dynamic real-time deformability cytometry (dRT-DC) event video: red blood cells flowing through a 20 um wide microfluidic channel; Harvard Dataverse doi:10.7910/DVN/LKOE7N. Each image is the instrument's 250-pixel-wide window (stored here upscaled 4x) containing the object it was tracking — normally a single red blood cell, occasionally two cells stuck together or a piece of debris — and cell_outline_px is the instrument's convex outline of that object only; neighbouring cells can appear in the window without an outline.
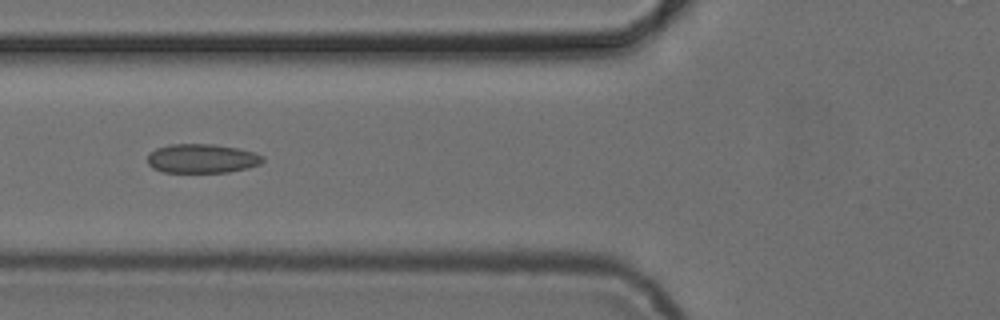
{"species": "common noctule bat (a hibernating species)", "species_latin": "Nyctalus noctula", "temperature_condition": "cold", "stored_images_in_passage": 7, "camera_frame_rate_fps": 3000, "um_per_image_px": 0.085, "animal": {"sex": "female", "body_mass_g": 24.6, "forearm_length_mm": 56.2}, "frame": {"image": 1, "passage_image": 5, "time_ms": 4.667, "image_size_px": [1000, 320], "cell_outline_px": [[264, 160], [260, 164], [248, 168], [228, 172], [164, 172], [152, 168], [148, 164], [148, 156], [156, 148], [168, 144], [212, 144], [236, 148], [256, 152], [264, 156]], "centroid_in_image_um": [17.19, 13.47], "position_along_channel_um": 108.6, "area_um2": 19.59}}
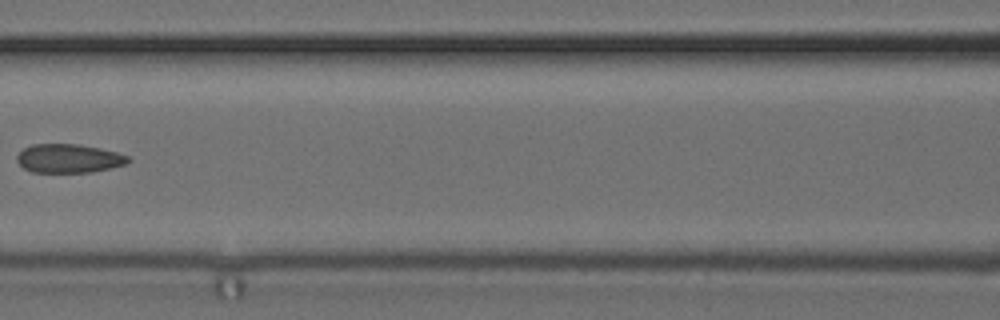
{"frame": {"image": 2, "passage_image": 6, "time_ms": 6.0, "image_size_px": [1000, 320], "cell_outline_px": [[132, 160], [124, 164], [92, 172], [32, 172], [24, 168], [16, 160], [16, 156], [24, 148], [32, 144], [80, 144], [100, 148], [116, 152], [128, 156]], "centroid_in_image_um": [5.83, 13.46], "position_along_channel_um": 160.8, "area_um2": 18.55}}
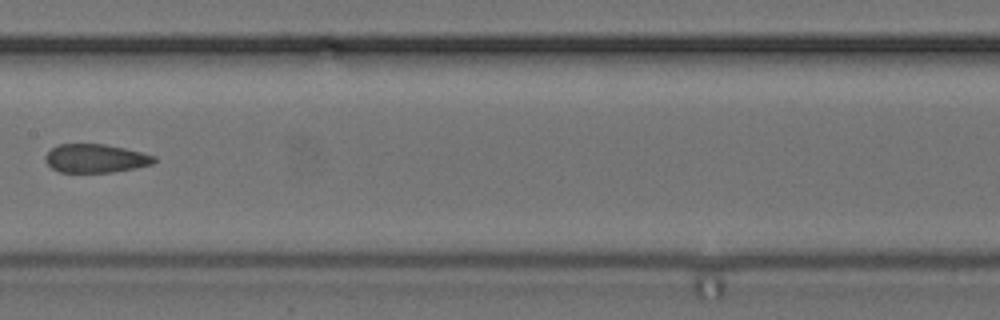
{"frame": {"image": 3, "passage_image": 7, "time_ms": 7.0, "image_size_px": [1000, 320], "cell_outline_px": [[156, 160], [152, 164], [136, 168], [112, 172], [60, 172], [52, 168], [44, 160], [44, 156], [52, 148], [60, 144], [104, 144], [124, 148], [156, 156]], "centroid_in_image_um": [8.12, 13.46], "position_along_channel_um": 199.3, "area_um2": 18.03}}